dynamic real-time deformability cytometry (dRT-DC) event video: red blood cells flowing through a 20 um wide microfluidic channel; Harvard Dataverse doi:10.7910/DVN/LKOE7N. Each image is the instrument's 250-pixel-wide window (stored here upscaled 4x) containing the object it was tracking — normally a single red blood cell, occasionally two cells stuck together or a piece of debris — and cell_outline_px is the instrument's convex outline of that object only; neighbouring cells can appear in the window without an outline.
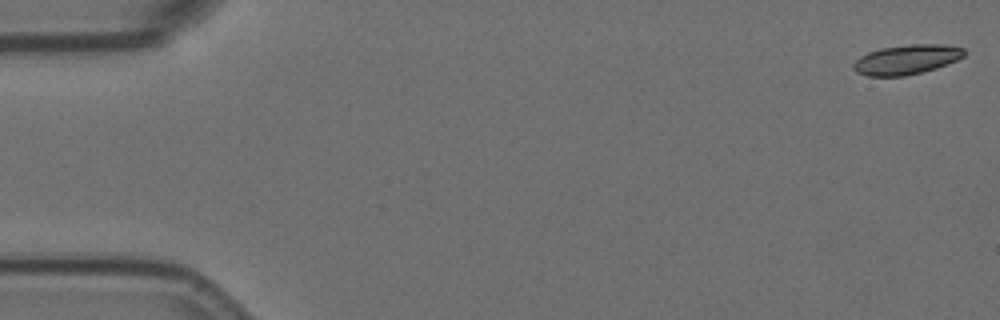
{"species": "Egyptian fruit bat (a non-hibernating species)", "species_latin": "Rousettus aegyptiacus", "temperature_condition": "room temperature", "stored_images_in_passage": 5, "camera_frame_rate_fps": 3000, "um_per_image_px": 0.085, "animal": {"sex": "female"}, "frame": {"image": 1, "passage_image": 1, "time_ms": 0.0, "image_size_px": [1000, 320], "cell_outline_px": [[968, 52], [964, 56], [956, 60], [936, 68], [904, 76], [868, 76], [856, 72], [852, 68], [852, 64], [860, 56], [868, 52], [880, 48], [912, 44], [944, 44], [964, 48]], "centroid_in_image_um": [77.06, 5.05], "position_along_channel_um": 7.9, "area_um2": 19.19}}
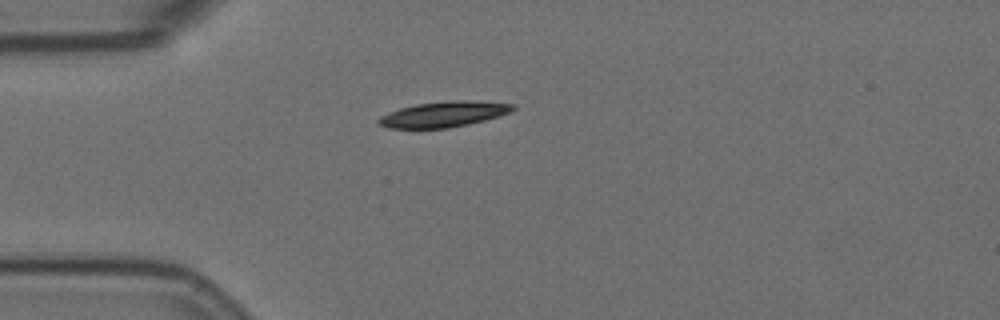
{"frame": {"image": 2, "passage_image": 5, "time_ms": 1.333, "image_size_px": [1000, 320], "cell_outline_px": [[516, 108], [508, 112], [484, 120], [468, 124], [448, 128], [388, 128], [376, 124], [376, 120], [380, 116], [388, 112], [400, 108], [416, 104], [452, 100], [464, 100], [516, 104]], "centroid_in_image_um": [37.64, 9.71], "position_along_channel_um": 47.4, "area_um2": 19.88}}